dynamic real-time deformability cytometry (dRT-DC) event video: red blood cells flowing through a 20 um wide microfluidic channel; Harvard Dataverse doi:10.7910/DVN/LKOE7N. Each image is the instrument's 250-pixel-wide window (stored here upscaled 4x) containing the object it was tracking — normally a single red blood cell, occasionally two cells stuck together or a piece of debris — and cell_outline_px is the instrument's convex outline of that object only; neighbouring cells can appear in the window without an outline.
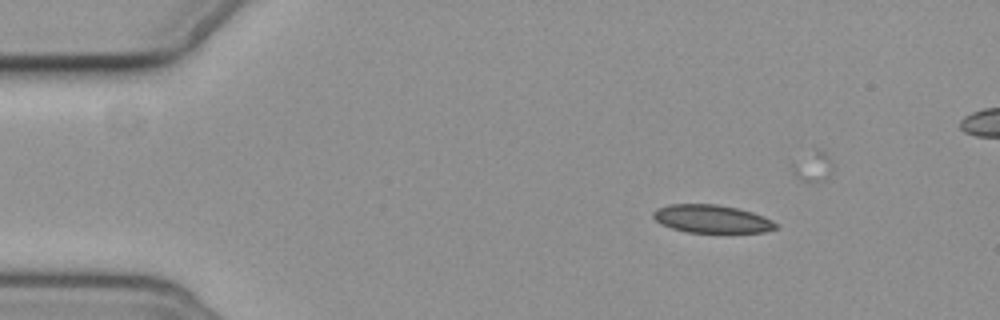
{"species": "common noctule bat (a hibernating species)", "species_latin": "Nyctalus noctula", "temperature_condition": "cold", "stored_images_in_passage": 4, "segment_of_instrument_passage": [1, 2], "camera_frame_rate_fps": 3000, "um_per_image_px": 0.085, "animal": {"sex": "female", "body_mass_g": 19.3, "forearm_length_mm": 54.1}, "frame": {"image": 1, "passage_image": 1, "time_ms": 0.0, "image_size_px": [1000, 320], "cell_outline_px": [[780, 228], [764, 232], [688, 232], [672, 228], [660, 224], [652, 216], [652, 212], [656, 208], [668, 204], [716, 204], [736, 208], [752, 212], [764, 216], [780, 224]], "centroid_in_image_um": [60.52, 18.6], "position_along_channel_um": 24.5, "area_um2": 20.17}}